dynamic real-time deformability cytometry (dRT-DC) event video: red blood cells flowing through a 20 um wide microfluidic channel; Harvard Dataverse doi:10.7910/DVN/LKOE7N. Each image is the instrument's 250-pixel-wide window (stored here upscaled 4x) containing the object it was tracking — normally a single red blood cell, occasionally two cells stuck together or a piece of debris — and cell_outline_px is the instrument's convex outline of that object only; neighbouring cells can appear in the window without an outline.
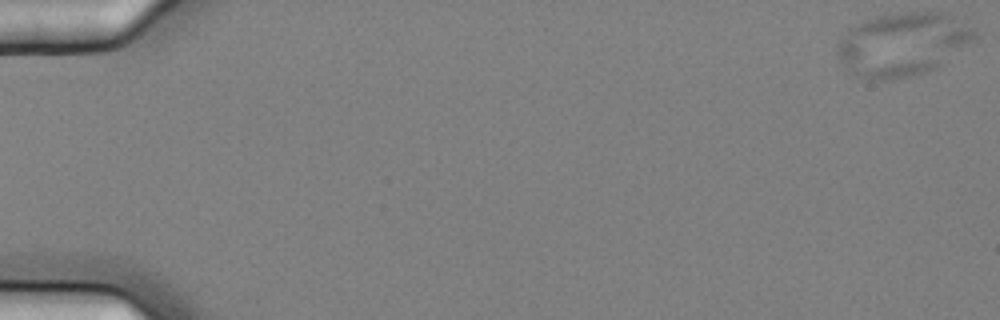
{"species": "common noctule bat (a hibernating species)", "species_latin": "Nyctalus noctula", "temperature_condition": "cold", "stored_images_in_passage": 5, "segment_of_instrument_passage": [2, 2], "camera_frame_rate_fps": 3000, "um_per_image_px": 0.085, "animal": {"sex": "female", "body_mass_g": 25.1}, "frame": {"image": 1, "passage_image": 5, "time_ms": 1.333, "image_size_px": [1000, 320], "cell_outline_px": [[980, 36], [976, 40], [936, 68], [924, 72], [892, 80], [868, 80], [848, 72], [840, 60], [836, 52], [836, 44], [848, 28], [852, 24], [860, 20], [900, 12], [948, 12], [972, 28]], "centroid_in_image_um": [76.7, 3.75], "position_along_channel_um": 8.3, "area_um2": 51.38}}